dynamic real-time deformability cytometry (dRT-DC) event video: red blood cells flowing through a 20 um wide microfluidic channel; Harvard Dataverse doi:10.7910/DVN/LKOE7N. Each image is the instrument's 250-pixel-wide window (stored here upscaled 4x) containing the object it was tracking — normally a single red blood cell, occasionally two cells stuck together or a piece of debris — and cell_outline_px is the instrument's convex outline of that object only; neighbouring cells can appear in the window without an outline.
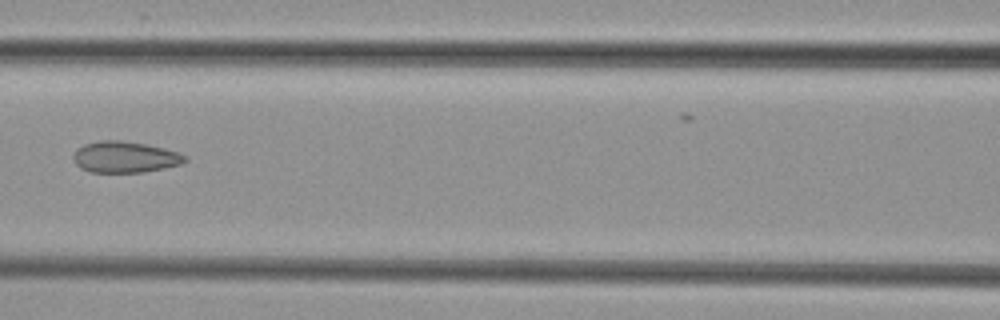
{"species": "common noctule bat (a hibernating species)", "species_latin": "Nyctalus noctula", "temperature_condition": "cold", "stored_images_in_passage": 7, "camera_frame_rate_fps": 3000, "um_per_image_px": 0.085, "animal": {"sex": "female", "body_mass_g": 29.2, "forearm_length_mm": 56.3}, "frame": {"image": 1, "passage_image": 7, "time_ms": 7.0, "image_size_px": [1000, 320], "cell_outline_px": [[188, 160], [180, 164], [164, 168], [144, 172], [92, 172], [80, 168], [76, 164], [72, 156], [84, 144], [100, 140], [120, 140], [144, 144], [164, 148], [180, 152], [188, 156]], "centroid_in_image_um": [10.66, 13.35], "position_along_channel_um": 155.9, "area_um2": 20.29}}